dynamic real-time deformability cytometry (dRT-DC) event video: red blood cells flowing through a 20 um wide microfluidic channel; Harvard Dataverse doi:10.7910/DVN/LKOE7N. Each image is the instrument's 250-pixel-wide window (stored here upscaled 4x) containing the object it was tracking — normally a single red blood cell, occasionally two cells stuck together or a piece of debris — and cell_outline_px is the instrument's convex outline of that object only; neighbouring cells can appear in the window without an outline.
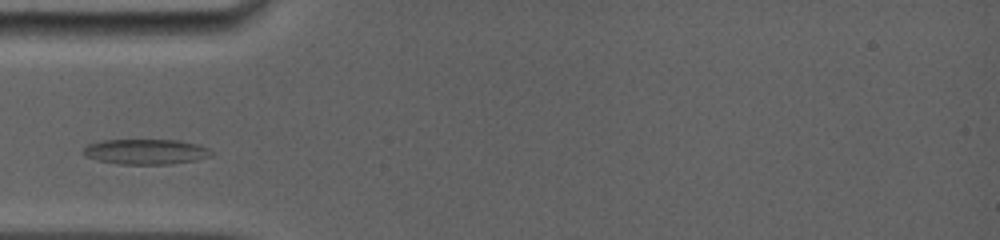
{"species": "common noctule bat (a hibernating species)", "species_latin": "Nyctalus noctula", "temperature_condition": "room temperature", "stored_images_in_passage": 17, "camera_frame_rate_fps": 5000, "um_per_image_px": 0.085, "animal": {"sex": "female", "body_mass_g": 19.0, "forearm_length_mm": 56.7}, "frame": {"image": 1, "passage_image": 2, "time_ms": 1.0, "image_size_px": [1000, 240], "cell_outline_px": [[212, 156], [196, 160], [168, 164], [120, 164], [96, 160], [84, 156], [80, 152], [88, 144], [100, 140], [176, 140], [200, 144], [208, 148], [212, 152]], "centroid_in_image_um": [12.36, 12.89], "position_along_channel_um": 72.6, "area_um2": 19.02}}
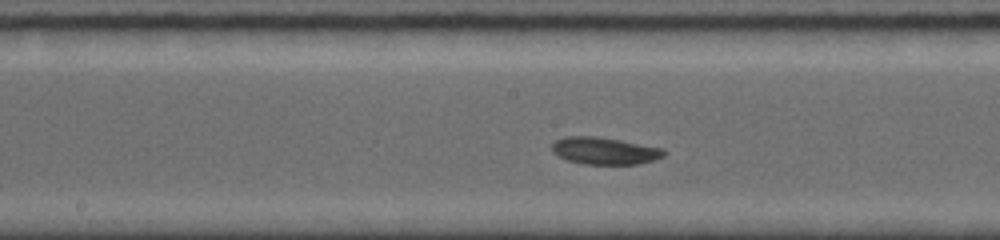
{"frame": {"image": 2, "passage_image": 8, "time_ms": 4.2, "image_size_px": [1000, 240], "cell_outline_px": [[668, 152], [664, 156], [640, 164], [584, 164], [568, 160], [552, 152], [552, 144], [556, 140], [564, 136], [596, 136], [620, 140], [664, 148]], "centroid_in_image_um": [51.42, 12.81], "position_along_channel_um": 196.8, "area_um2": 17.74}}
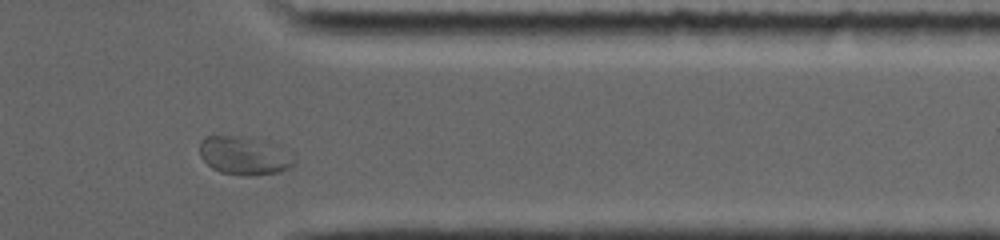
{"frame": {"image": 3, "passage_image": 15, "time_ms": 9.2, "image_size_px": [1000, 240], "cell_outline_px": [[296, 160], [292, 168], [280, 172], [252, 176], [244, 176], [220, 172], [212, 168], [200, 156], [200, 140], [204, 136], [232, 136], [268, 140]], "centroid_in_image_um": [20.75, 13.24], "position_along_channel_um": 390.7, "area_um2": 21.15}, "authors_computed_cell_mechanics": {"area_um2": 17.6868, "velocity_mm_per_s": 3.8919, "shape_relaxation_time_tau1_ms": 3.426, "shape_relaxation_time_tau2_ms": null, "deformation_change_tau1": 0.0831, "deformation_change_tau2": null}}